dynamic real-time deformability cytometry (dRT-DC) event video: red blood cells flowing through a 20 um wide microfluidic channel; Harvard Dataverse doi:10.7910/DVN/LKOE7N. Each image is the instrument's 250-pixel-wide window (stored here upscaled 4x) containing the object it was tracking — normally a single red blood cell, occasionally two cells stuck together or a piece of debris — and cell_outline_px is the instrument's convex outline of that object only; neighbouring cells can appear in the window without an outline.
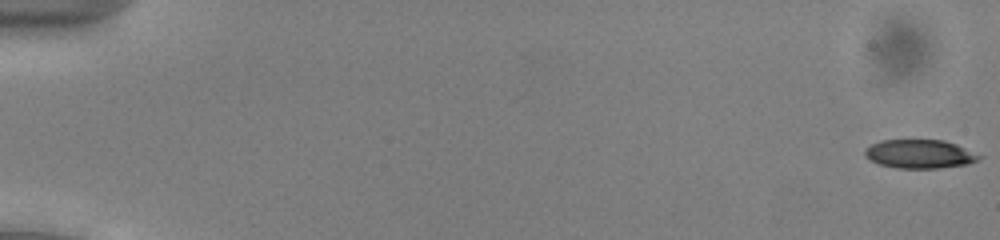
{"species": "common noctule bat (a hibernating species)", "species_latin": "Nyctalus noctula", "temperature_condition": "cold", "stored_images_in_passage": 54, "camera_frame_rate_fps": 3000, "um_per_image_px": 0.085, "animal": {"sex": "male", "body_mass_g": 13.0, "forearm_length_mm": 53.1}, "frame": {"image": 1, "passage_image": 1, "time_ms": 0.0, "image_size_px": [1000, 240], "cell_outline_px": [[984, 156], [980, 160], [968, 164], [940, 168], [896, 168], [880, 164], [864, 156], [864, 148], [872, 144], [884, 140], [944, 140], [956, 144]], "centroid_in_image_um": [78.21, 13.09], "position_along_channel_um": 6.8, "area_um2": 19.19}}
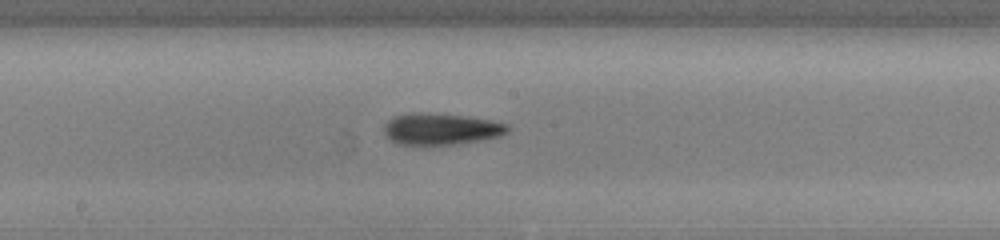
{"frame": {"image": 2, "passage_image": 30, "time_ms": 9.667, "image_size_px": [1000, 240], "cell_outline_px": [[512, 128], [508, 132], [500, 136], [484, 140], [452, 144], [396, 144], [384, 132], [384, 124], [392, 116], [408, 112], [424, 112], [468, 116], [492, 120], [508, 124]], "centroid_in_image_um": [37.51, 10.94], "position_along_channel_um": 210.7, "area_um2": 23.0}}
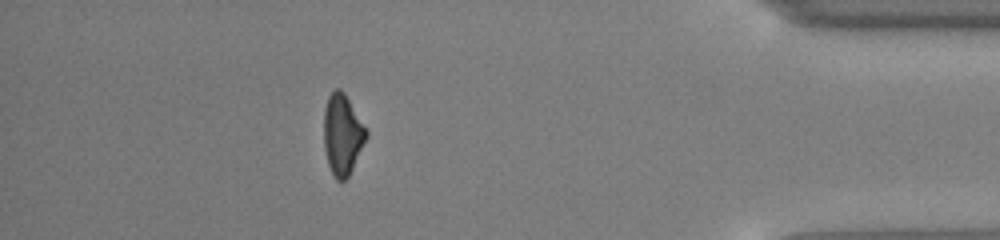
{"frame": {"image": 3, "passage_image": 48, "time_ms": 15.667, "image_size_px": [1000, 240], "cell_outline_px": [[368, 136], [348, 176], [344, 180], [336, 180], [328, 164], [324, 148], [324, 108], [328, 96], [336, 88], [340, 88], [344, 92], [368, 132]], "centroid_in_image_um": [29.09, 11.41], "position_along_channel_um": 406.1, "area_um2": 19.71}, "authors_computed_cell_mechanics": {"area_um2": 20.9525, "velocity_mm_per_s": 3.9498, "shape_relaxation_time_tau1_ms": 6.2923, "shape_relaxation_time_tau2_ms": 8.7498, "deformation_change_tau1": 0.1878, "deformation_change_tau2": 0.2171}}